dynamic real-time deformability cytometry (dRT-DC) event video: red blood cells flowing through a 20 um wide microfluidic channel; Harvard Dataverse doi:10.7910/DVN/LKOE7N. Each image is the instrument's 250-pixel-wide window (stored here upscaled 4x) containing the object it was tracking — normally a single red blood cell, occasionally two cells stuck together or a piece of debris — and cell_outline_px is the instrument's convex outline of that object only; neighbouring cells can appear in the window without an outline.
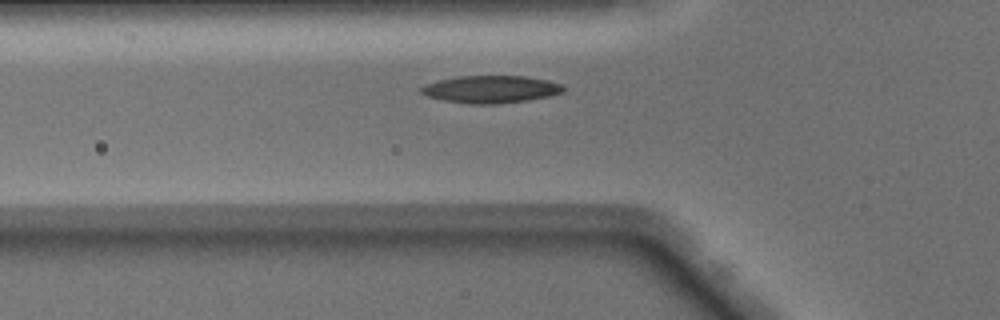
{"species": "Egyptian fruit bat (a non-hibernating species)", "species_latin": "Rousettus aegyptiacus", "temperature_condition": "warm", "stored_images_in_passage": 37, "camera_frame_rate_fps": 3000, "um_per_image_px": 0.085, "animal": {"sex": "male"}, "frame": {"image": 1, "passage_image": 5, "time_ms": 1.333, "image_size_px": [1000, 320], "cell_outline_px": [[564, 92], [548, 96], [528, 100], [496, 104], [468, 104], [444, 100], [428, 96], [420, 92], [420, 88], [424, 84], [440, 80], [460, 76], [524, 76], [548, 80], [560, 84], [564, 88]], "centroid_in_image_um": [41.71, 7.59], "position_along_channel_um": 84.1, "area_um2": 22.6}}
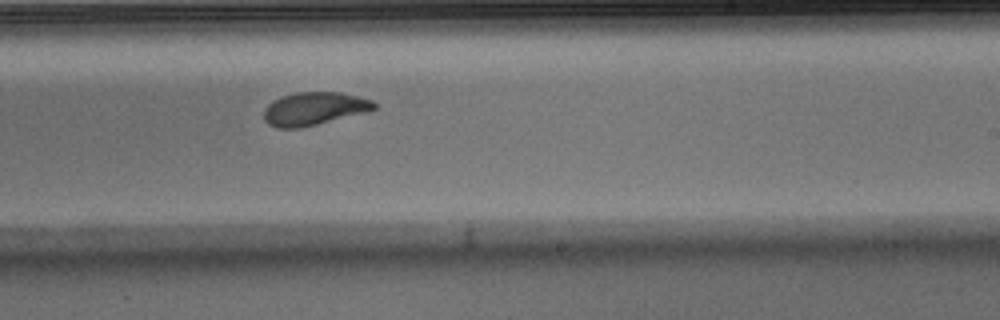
{"frame": {"image": 2, "passage_image": 18, "time_ms": 5.667, "image_size_px": [1000, 320], "cell_outline_px": [[376, 108], [368, 112], [300, 128], [276, 128], [268, 124], [264, 120], [264, 108], [272, 100], [280, 96], [296, 92], [340, 92], [372, 100], [376, 104]], "centroid_in_image_um": [26.67, 9.24], "position_along_channel_um": 262.3, "area_um2": 21.39}}
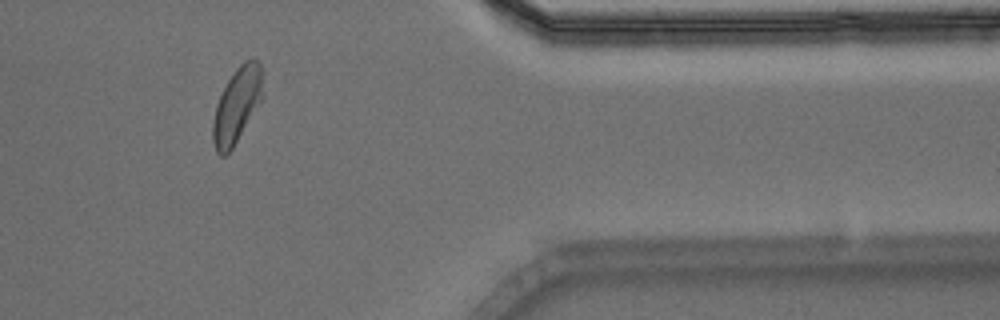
{"frame": {"image": 3, "passage_image": 29, "time_ms": 9.333, "image_size_px": [1000, 320], "cell_outline_px": [[264, 96], [232, 148], [224, 156], [220, 156], [216, 152], [212, 140], [212, 124], [216, 104], [228, 80], [236, 68], [244, 60], [256, 60], [260, 64]], "centroid_in_image_um": [20.13, 8.95], "position_along_channel_um": 391.3, "area_um2": 21.62}, "authors_computed_cell_mechanics": {"area_um2": 21.8484, "velocity_mm_per_s": 4.0945, "shape_relaxation_time_tau1_ms": 3.4091, "shape_relaxation_time_tau2_ms": 1.124, "deformation_change_tau1": 0.1446, "deformation_change_tau2": 0.0676}}